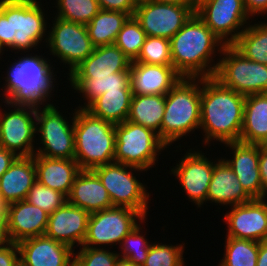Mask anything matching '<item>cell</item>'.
<instances>
[{"label":"cell","mask_w":267,"mask_h":266,"mask_svg":"<svg viewBox=\"0 0 267 266\" xmlns=\"http://www.w3.org/2000/svg\"><path fill=\"white\" fill-rule=\"evenodd\" d=\"M228 229L226 237L262 242L267 240V200L252 199L231 206L223 217Z\"/></svg>","instance_id":"17"},{"label":"cell","mask_w":267,"mask_h":266,"mask_svg":"<svg viewBox=\"0 0 267 266\" xmlns=\"http://www.w3.org/2000/svg\"><path fill=\"white\" fill-rule=\"evenodd\" d=\"M75 160L81 170L114 162L115 125L89 111H74Z\"/></svg>","instance_id":"6"},{"label":"cell","mask_w":267,"mask_h":266,"mask_svg":"<svg viewBox=\"0 0 267 266\" xmlns=\"http://www.w3.org/2000/svg\"><path fill=\"white\" fill-rule=\"evenodd\" d=\"M132 62L173 66L170 40L162 37L147 36L138 57Z\"/></svg>","instance_id":"37"},{"label":"cell","mask_w":267,"mask_h":266,"mask_svg":"<svg viewBox=\"0 0 267 266\" xmlns=\"http://www.w3.org/2000/svg\"><path fill=\"white\" fill-rule=\"evenodd\" d=\"M225 238V253L218 266H256L259 242Z\"/></svg>","instance_id":"34"},{"label":"cell","mask_w":267,"mask_h":266,"mask_svg":"<svg viewBox=\"0 0 267 266\" xmlns=\"http://www.w3.org/2000/svg\"><path fill=\"white\" fill-rule=\"evenodd\" d=\"M42 55L24 54L18 60L10 64L5 77L6 84L3 87V101L12 105L31 106L40 108L41 105L48 106L46 101L52 97L56 78L51 60ZM53 91V92H51ZM50 94V95H49ZM45 102V103H44Z\"/></svg>","instance_id":"3"},{"label":"cell","mask_w":267,"mask_h":266,"mask_svg":"<svg viewBox=\"0 0 267 266\" xmlns=\"http://www.w3.org/2000/svg\"><path fill=\"white\" fill-rule=\"evenodd\" d=\"M93 171L107 189L113 206L129 207L139 211L145 218L147 217L151 194L147 192L145 184L134 175L135 171L138 173L146 170L113 162L98 166Z\"/></svg>","instance_id":"9"},{"label":"cell","mask_w":267,"mask_h":266,"mask_svg":"<svg viewBox=\"0 0 267 266\" xmlns=\"http://www.w3.org/2000/svg\"><path fill=\"white\" fill-rule=\"evenodd\" d=\"M41 5L38 0H0V41L6 48L29 53L42 42L48 25Z\"/></svg>","instance_id":"4"},{"label":"cell","mask_w":267,"mask_h":266,"mask_svg":"<svg viewBox=\"0 0 267 266\" xmlns=\"http://www.w3.org/2000/svg\"><path fill=\"white\" fill-rule=\"evenodd\" d=\"M133 92L131 89L106 91L87 108L93 116L102 118L114 125L127 120Z\"/></svg>","instance_id":"30"},{"label":"cell","mask_w":267,"mask_h":266,"mask_svg":"<svg viewBox=\"0 0 267 266\" xmlns=\"http://www.w3.org/2000/svg\"><path fill=\"white\" fill-rule=\"evenodd\" d=\"M0 211H7V205L3 202L0 194Z\"/></svg>","instance_id":"51"},{"label":"cell","mask_w":267,"mask_h":266,"mask_svg":"<svg viewBox=\"0 0 267 266\" xmlns=\"http://www.w3.org/2000/svg\"><path fill=\"white\" fill-rule=\"evenodd\" d=\"M224 46L225 44L194 13L170 39L172 65L181 77H214L219 62L213 64V58L222 52Z\"/></svg>","instance_id":"2"},{"label":"cell","mask_w":267,"mask_h":266,"mask_svg":"<svg viewBox=\"0 0 267 266\" xmlns=\"http://www.w3.org/2000/svg\"><path fill=\"white\" fill-rule=\"evenodd\" d=\"M55 17L87 25L99 12L98 0H56Z\"/></svg>","instance_id":"35"},{"label":"cell","mask_w":267,"mask_h":266,"mask_svg":"<svg viewBox=\"0 0 267 266\" xmlns=\"http://www.w3.org/2000/svg\"><path fill=\"white\" fill-rule=\"evenodd\" d=\"M258 167L262 185V198H267V143L259 145Z\"/></svg>","instance_id":"44"},{"label":"cell","mask_w":267,"mask_h":266,"mask_svg":"<svg viewBox=\"0 0 267 266\" xmlns=\"http://www.w3.org/2000/svg\"><path fill=\"white\" fill-rule=\"evenodd\" d=\"M201 1H203V0H195V4L197 5Z\"/></svg>","instance_id":"54"},{"label":"cell","mask_w":267,"mask_h":266,"mask_svg":"<svg viewBox=\"0 0 267 266\" xmlns=\"http://www.w3.org/2000/svg\"><path fill=\"white\" fill-rule=\"evenodd\" d=\"M2 102L12 109L8 108L9 112L0 109V147L18 157L34 156L37 108Z\"/></svg>","instance_id":"13"},{"label":"cell","mask_w":267,"mask_h":266,"mask_svg":"<svg viewBox=\"0 0 267 266\" xmlns=\"http://www.w3.org/2000/svg\"><path fill=\"white\" fill-rule=\"evenodd\" d=\"M67 201L89 213L114 207L107 189L93 170H81L79 172Z\"/></svg>","instance_id":"24"},{"label":"cell","mask_w":267,"mask_h":266,"mask_svg":"<svg viewBox=\"0 0 267 266\" xmlns=\"http://www.w3.org/2000/svg\"><path fill=\"white\" fill-rule=\"evenodd\" d=\"M165 148L169 147L151 129L128 120L115 125L114 162L148 171Z\"/></svg>","instance_id":"7"},{"label":"cell","mask_w":267,"mask_h":266,"mask_svg":"<svg viewBox=\"0 0 267 266\" xmlns=\"http://www.w3.org/2000/svg\"><path fill=\"white\" fill-rule=\"evenodd\" d=\"M90 213L66 201L49 215L45 236L68 245L82 247ZM77 244V245H75Z\"/></svg>","instance_id":"18"},{"label":"cell","mask_w":267,"mask_h":266,"mask_svg":"<svg viewBox=\"0 0 267 266\" xmlns=\"http://www.w3.org/2000/svg\"><path fill=\"white\" fill-rule=\"evenodd\" d=\"M70 85L87 100L84 106L76 107L86 109L96 98L106 91L131 89L130 70L113 73V77H68Z\"/></svg>","instance_id":"29"},{"label":"cell","mask_w":267,"mask_h":266,"mask_svg":"<svg viewBox=\"0 0 267 266\" xmlns=\"http://www.w3.org/2000/svg\"><path fill=\"white\" fill-rule=\"evenodd\" d=\"M137 219L141 223L146 220L139 211L129 207L114 206L90 213L82 247L120 246L123 238L138 225Z\"/></svg>","instance_id":"11"},{"label":"cell","mask_w":267,"mask_h":266,"mask_svg":"<svg viewBox=\"0 0 267 266\" xmlns=\"http://www.w3.org/2000/svg\"><path fill=\"white\" fill-rule=\"evenodd\" d=\"M195 13L225 45H232L251 19L243 0H203Z\"/></svg>","instance_id":"12"},{"label":"cell","mask_w":267,"mask_h":266,"mask_svg":"<svg viewBox=\"0 0 267 266\" xmlns=\"http://www.w3.org/2000/svg\"><path fill=\"white\" fill-rule=\"evenodd\" d=\"M53 19L54 23L44 39L46 47L49 46L50 55L61 60L60 63L69 65L70 74L93 52L94 46L84 24L57 17Z\"/></svg>","instance_id":"14"},{"label":"cell","mask_w":267,"mask_h":266,"mask_svg":"<svg viewBox=\"0 0 267 266\" xmlns=\"http://www.w3.org/2000/svg\"><path fill=\"white\" fill-rule=\"evenodd\" d=\"M240 141L267 143V93L246 95Z\"/></svg>","instance_id":"28"},{"label":"cell","mask_w":267,"mask_h":266,"mask_svg":"<svg viewBox=\"0 0 267 266\" xmlns=\"http://www.w3.org/2000/svg\"><path fill=\"white\" fill-rule=\"evenodd\" d=\"M115 266H138V265H135L133 262L127 259L119 257L115 263Z\"/></svg>","instance_id":"50"},{"label":"cell","mask_w":267,"mask_h":266,"mask_svg":"<svg viewBox=\"0 0 267 266\" xmlns=\"http://www.w3.org/2000/svg\"><path fill=\"white\" fill-rule=\"evenodd\" d=\"M201 78L181 79L165 95L161 140L169 147L183 136L200 129Z\"/></svg>","instance_id":"5"},{"label":"cell","mask_w":267,"mask_h":266,"mask_svg":"<svg viewBox=\"0 0 267 266\" xmlns=\"http://www.w3.org/2000/svg\"><path fill=\"white\" fill-rule=\"evenodd\" d=\"M17 158L18 156L15 153L0 147V177Z\"/></svg>","instance_id":"46"},{"label":"cell","mask_w":267,"mask_h":266,"mask_svg":"<svg viewBox=\"0 0 267 266\" xmlns=\"http://www.w3.org/2000/svg\"><path fill=\"white\" fill-rule=\"evenodd\" d=\"M37 182L69 196L76 176L81 171L75 159L35 156Z\"/></svg>","instance_id":"27"},{"label":"cell","mask_w":267,"mask_h":266,"mask_svg":"<svg viewBox=\"0 0 267 266\" xmlns=\"http://www.w3.org/2000/svg\"><path fill=\"white\" fill-rule=\"evenodd\" d=\"M160 3H168L175 5H196L195 0H153Z\"/></svg>","instance_id":"49"},{"label":"cell","mask_w":267,"mask_h":266,"mask_svg":"<svg viewBox=\"0 0 267 266\" xmlns=\"http://www.w3.org/2000/svg\"><path fill=\"white\" fill-rule=\"evenodd\" d=\"M37 181L35 156L18 157L0 177V194L6 205L25 200Z\"/></svg>","instance_id":"25"},{"label":"cell","mask_w":267,"mask_h":266,"mask_svg":"<svg viewBox=\"0 0 267 266\" xmlns=\"http://www.w3.org/2000/svg\"><path fill=\"white\" fill-rule=\"evenodd\" d=\"M5 48L6 47L4 46V44L0 41V55H3L1 53L4 51ZM0 59H1V57H0Z\"/></svg>","instance_id":"52"},{"label":"cell","mask_w":267,"mask_h":266,"mask_svg":"<svg viewBox=\"0 0 267 266\" xmlns=\"http://www.w3.org/2000/svg\"><path fill=\"white\" fill-rule=\"evenodd\" d=\"M131 62L115 44L94 47L93 52L69 77H113V73L130 70Z\"/></svg>","instance_id":"23"},{"label":"cell","mask_w":267,"mask_h":266,"mask_svg":"<svg viewBox=\"0 0 267 266\" xmlns=\"http://www.w3.org/2000/svg\"><path fill=\"white\" fill-rule=\"evenodd\" d=\"M98 4L100 9L124 12L131 17L134 15L137 2L135 0H98Z\"/></svg>","instance_id":"42"},{"label":"cell","mask_w":267,"mask_h":266,"mask_svg":"<svg viewBox=\"0 0 267 266\" xmlns=\"http://www.w3.org/2000/svg\"><path fill=\"white\" fill-rule=\"evenodd\" d=\"M256 266H267V240L259 242V252Z\"/></svg>","instance_id":"48"},{"label":"cell","mask_w":267,"mask_h":266,"mask_svg":"<svg viewBox=\"0 0 267 266\" xmlns=\"http://www.w3.org/2000/svg\"><path fill=\"white\" fill-rule=\"evenodd\" d=\"M209 184L207 201L217 205H239L252 200L238 181L234 171L229 167L224 158L217 159Z\"/></svg>","instance_id":"26"},{"label":"cell","mask_w":267,"mask_h":266,"mask_svg":"<svg viewBox=\"0 0 267 266\" xmlns=\"http://www.w3.org/2000/svg\"><path fill=\"white\" fill-rule=\"evenodd\" d=\"M19 260L25 266H73L75 249L45 235L17 243Z\"/></svg>","instance_id":"19"},{"label":"cell","mask_w":267,"mask_h":266,"mask_svg":"<svg viewBox=\"0 0 267 266\" xmlns=\"http://www.w3.org/2000/svg\"><path fill=\"white\" fill-rule=\"evenodd\" d=\"M11 242L8 231V211H0V246Z\"/></svg>","instance_id":"47"},{"label":"cell","mask_w":267,"mask_h":266,"mask_svg":"<svg viewBox=\"0 0 267 266\" xmlns=\"http://www.w3.org/2000/svg\"><path fill=\"white\" fill-rule=\"evenodd\" d=\"M165 95L133 94L127 120L156 132L161 139Z\"/></svg>","instance_id":"31"},{"label":"cell","mask_w":267,"mask_h":266,"mask_svg":"<svg viewBox=\"0 0 267 266\" xmlns=\"http://www.w3.org/2000/svg\"><path fill=\"white\" fill-rule=\"evenodd\" d=\"M7 211L11 242L45 234L49 214L41 208L21 200L7 205Z\"/></svg>","instance_id":"22"},{"label":"cell","mask_w":267,"mask_h":266,"mask_svg":"<svg viewBox=\"0 0 267 266\" xmlns=\"http://www.w3.org/2000/svg\"><path fill=\"white\" fill-rule=\"evenodd\" d=\"M250 23L232 46L245 58L267 65V23Z\"/></svg>","instance_id":"33"},{"label":"cell","mask_w":267,"mask_h":266,"mask_svg":"<svg viewBox=\"0 0 267 266\" xmlns=\"http://www.w3.org/2000/svg\"><path fill=\"white\" fill-rule=\"evenodd\" d=\"M181 79L173 66L131 62L130 85L136 95H166Z\"/></svg>","instance_id":"21"},{"label":"cell","mask_w":267,"mask_h":266,"mask_svg":"<svg viewBox=\"0 0 267 266\" xmlns=\"http://www.w3.org/2000/svg\"><path fill=\"white\" fill-rule=\"evenodd\" d=\"M250 17L267 13V0H243ZM256 14V15H255Z\"/></svg>","instance_id":"45"},{"label":"cell","mask_w":267,"mask_h":266,"mask_svg":"<svg viewBox=\"0 0 267 266\" xmlns=\"http://www.w3.org/2000/svg\"><path fill=\"white\" fill-rule=\"evenodd\" d=\"M246 96L224 87L214 77L201 78V122L205 146L240 141Z\"/></svg>","instance_id":"1"},{"label":"cell","mask_w":267,"mask_h":266,"mask_svg":"<svg viewBox=\"0 0 267 266\" xmlns=\"http://www.w3.org/2000/svg\"><path fill=\"white\" fill-rule=\"evenodd\" d=\"M182 244L151 243L142 266H186L183 258L185 245Z\"/></svg>","instance_id":"38"},{"label":"cell","mask_w":267,"mask_h":266,"mask_svg":"<svg viewBox=\"0 0 267 266\" xmlns=\"http://www.w3.org/2000/svg\"><path fill=\"white\" fill-rule=\"evenodd\" d=\"M130 16L120 11L100 9L85 25L94 47L114 44L123 24Z\"/></svg>","instance_id":"32"},{"label":"cell","mask_w":267,"mask_h":266,"mask_svg":"<svg viewBox=\"0 0 267 266\" xmlns=\"http://www.w3.org/2000/svg\"><path fill=\"white\" fill-rule=\"evenodd\" d=\"M146 37L147 35L141 28L140 23L134 16H131L123 24L114 44L120 48L131 61H134L138 57Z\"/></svg>","instance_id":"36"},{"label":"cell","mask_w":267,"mask_h":266,"mask_svg":"<svg viewBox=\"0 0 267 266\" xmlns=\"http://www.w3.org/2000/svg\"><path fill=\"white\" fill-rule=\"evenodd\" d=\"M119 254L103 248L80 247L74 253L73 266H115Z\"/></svg>","instance_id":"41"},{"label":"cell","mask_w":267,"mask_h":266,"mask_svg":"<svg viewBox=\"0 0 267 266\" xmlns=\"http://www.w3.org/2000/svg\"><path fill=\"white\" fill-rule=\"evenodd\" d=\"M15 266H25V265L19 260Z\"/></svg>","instance_id":"53"},{"label":"cell","mask_w":267,"mask_h":266,"mask_svg":"<svg viewBox=\"0 0 267 266\" xmlns=\"http://www.w3.org/2000/svg\"><path fill=\"white\" fill-rule=\"evenodd\" d=\"M25 200L50 215L67 201V197L61 192L48 188L36 181Z\"/></svg>","instance_id":"40"},{"label":"cell","mask_w":267,"mask_h":266,"mask_svg":"<svg viewBox=\"0 0 267 266\" xmlns=\"http://www.w3.org/2000/svg\"><path fill=\"white\" fill-rule=\"evenodd\" d=\"M225 147L232 149V159L226 163L234 171L238 181L245 192L252 199L262 198V185L259 172V145L241 141L224 143Z\"/></svg>","instance_id":"20"},{"label":"cell","mask_w":267,"mask_h":266,"mask_svg":"<svg viewBox=\"0 0 267 266\" xmlns=\"http://www.w3.org/2000/svg\"><path fill=\"white\" fill-rule=\"evenodd\" d=\"M196 5H175L153 0L137 2L135 19L147 36L171 39L195 13Z\"/></svg>","instance_id":"15"},{"label":"cell","mask_w":267,"mask_h":266,"mask_svg":"<svg viewBox=\"0 0 267 266\" xmlns=\"http://www.w3.org/2000/svg\"><path fill=\"white\" fill-rule=\"evenodd\" d=\"M19 261V248L17 243H7L0 246V266H15Z\"/></svg>","instance_id":"43"},{"label":"cell","mask_w":267,"mask_h":266,"mask_svg":"<svg viewBox=\"0 0 267 266\" xmlns=\"http://www.w3.org/2000/svg\"><path fill=\"white\" fill-rule=\"evenodd\" d=\"M72 116L71 125L67 117L64 118L53 104L37 108L36 133L42 145L35 149L34 156L75 158L74 113Z\"/></svg>","instance_id":"10"},{"label":"cell","mask_w":267,"mask_h":266,"mask_svg":"<svg viewBox=\"0 0 267 266\" xmlns=\"http://www.w3.org/2000/svg\"><path fill=\"white\" fill-rule=\"evenodd\" d=\"M171 168V173L180 182L181 188L187 194L190 202L197 208L207 202V193L214 170V161L202 153L189 149L183 158Z\"/></svg>","instance_id":"16"},{"label":"cell","mask_w":267,"mask_h":266,"mask_svg":"<svg viewBox=\"0 0 267 266\" xmlns=\"http://www.w3.org/2000/svg\"><path fill=\"white\" fill-rule=\"evenodd\" d=\"M214 75L224 87L243 95L267 93V65L251 61L225 45Z\"/></svg>","instance_id":"8"},{"label":"cell","mask_w":267,"mask_h":266,"mask_svg":"<svg viewBox=\"0 0 267 266\" xmlns=\"http://www.w3.org/2000/svg\"><path fill=\"white\" fill-rule=\"evenodd\" d=\"M141 230L142 227L138 224L127 234L120 245L122 253H118L119 257L127 259L138 266H142L145 263L151 245Z\"/></svg>","instance_id":"39"}]
</instances>
